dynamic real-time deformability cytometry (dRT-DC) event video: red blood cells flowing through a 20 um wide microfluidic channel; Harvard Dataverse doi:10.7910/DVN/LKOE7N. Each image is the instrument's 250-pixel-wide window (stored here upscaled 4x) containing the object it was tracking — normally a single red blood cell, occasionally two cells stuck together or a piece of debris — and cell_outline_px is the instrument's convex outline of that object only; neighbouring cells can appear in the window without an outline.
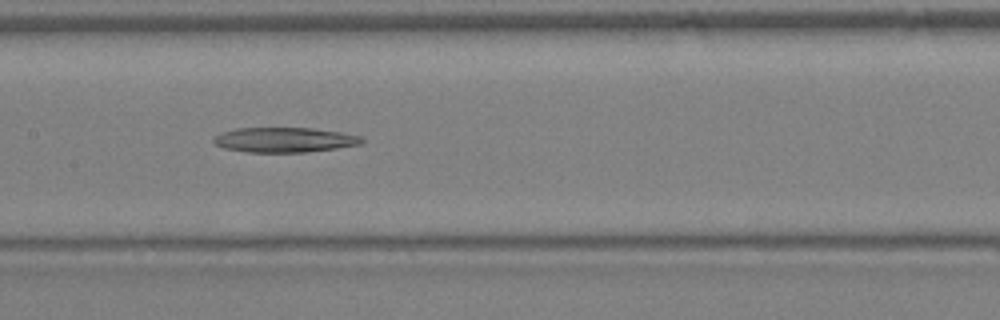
{"species": "Egyptian fruit bat (a non-hibernating species)", "species_latin": "Rousettus aegyptiacus", "temperature_condition": "warm", "stored_images_in_passage": 14, "camera_frame_rate_fps": 3000, "um_per_image_px": 0.085, "animal": {"sex": "female"}, "frame": {"image": 1, "passage_image": 12, "time_ms": 3.667, "image_size_px": [1000, 320], "cell_outline_px": [[364, 140], [360, 144], [336, 148], [308, 152], [248, 152], [224, 148], [216, 144], [212, 140], [220, 132], [236, 128], [312, 128], [340, 132], [360, 136]], "centroid_in_image_um": [24.16, 11.88], "position_along_channel_um": 183.2, "area_um2": 21.39}}
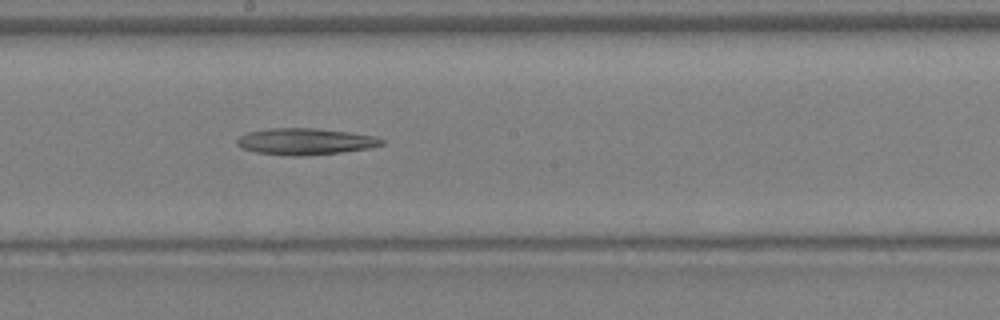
{"frame": {"image": 2, "passage_image": 14, "time_ms": 4.333, "image_size_px": [1000, 320], "cell_outline_px": [[384, 144], [368, 148], [340, 152], [308, 156], [292, 156], [256, 152], [244, 148], [236, 144], [236, 140], [240, 136], [248, 132], [268, 128], [316, 128], [348, 132], [376, 136], [384, 140]], "centroid_in_image_um": [25.95, 12.02], "position_along_channel_um": 222.3, "area_um2": 22.31}}